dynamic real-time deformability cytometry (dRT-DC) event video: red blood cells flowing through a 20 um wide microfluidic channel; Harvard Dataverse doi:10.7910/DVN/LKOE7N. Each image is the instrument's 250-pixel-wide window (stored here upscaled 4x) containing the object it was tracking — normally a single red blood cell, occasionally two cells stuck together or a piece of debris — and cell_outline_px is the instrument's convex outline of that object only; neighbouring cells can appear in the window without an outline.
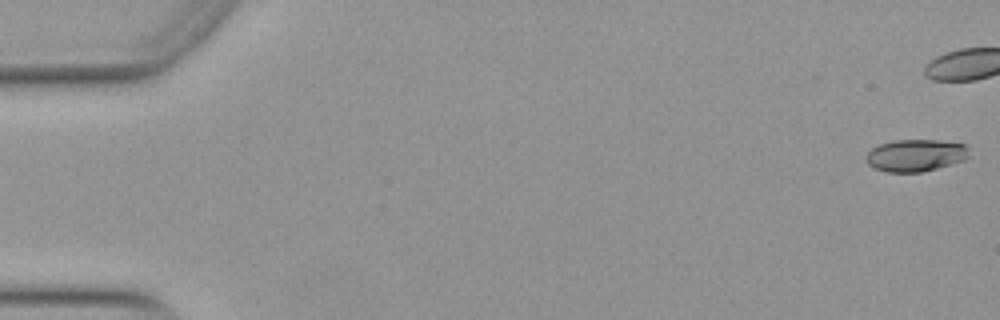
{"species": "Egyptian fruit bat (a non-hibernating species)", "species_latin": "Rousettus aegyptiacus", "temperature_condition": "warm", "stored_images_in_passage": 41, "camera_frame_rate_fps": 3000, "um_per_image_px": 0.085, "animal": {"sex": "female"}, "frame": {"image": 1, "passage_image": 1, "time_ms": 0.0, "image_size_px": [1000, 320], "cell_outline_px": [[968, 156], [964, 160], [936, 168], [920, 172], [884, 172], [872, 168], [864, 160], [864, 156], [872, 148], [880, 144], [892, 140], [936, 140], [968, 144]], "centroid_in_image_um": [77.78, 13.2], "position_along_channel_um": 7.2, "area_um2": 19.48}}
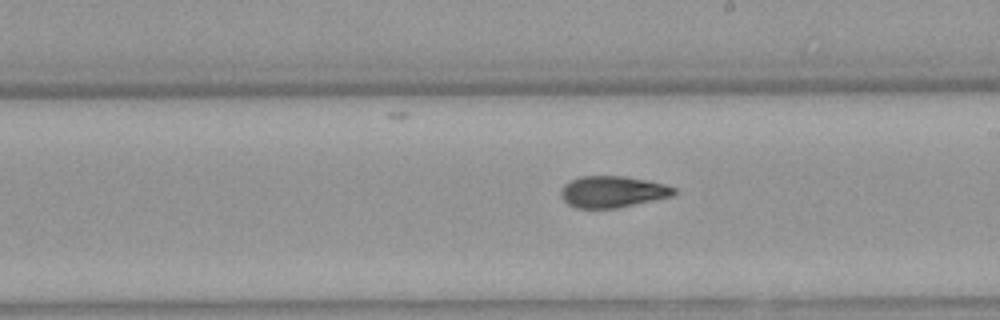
{"frame": {"image": 2, "passage_image": 30, "time_ms": 9.667, "image_size_px": [1000, 320], "cell_outline_px": [[680, 192], [672, 196], [616, 208], [576, 208], [568, 204], [560, 196], [560, 192], [564, 184], [580, 176], [624, 176], [664, 184], [676, 188]], "centroid_in_image_um": [52.07, 16.3], "position_along_channel_um": 236.9, "area_um2": 20.69}}
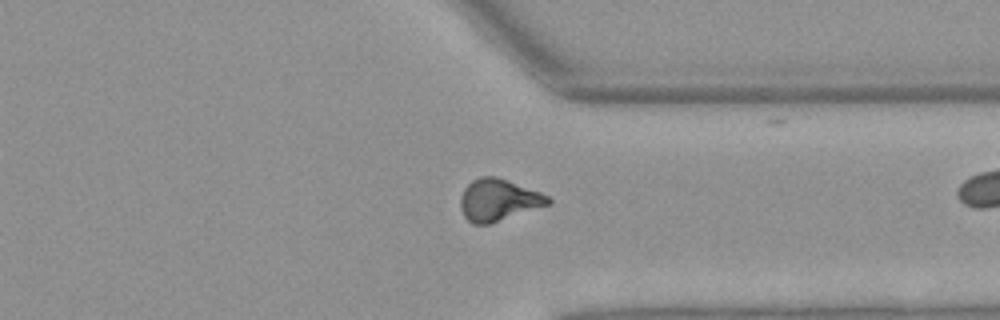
{"frame": {"image": 3, "passage_image": 40, "time_ms": 13.0, "image_size_px": [1000, 320], "cell_outline_px": [[552, 204], [488, 224], [472, 224], [464, 216], [460, 208], [460, 196], [464, 188], [472, 180], [480, 176], [496, 176], [508, 180], [540, 192], [548, 196], [552, 200]], "centroid_in_image_um": [42.36, 16.99], "position_along_channel_um": 369.0, "area_um2": 21.5}}